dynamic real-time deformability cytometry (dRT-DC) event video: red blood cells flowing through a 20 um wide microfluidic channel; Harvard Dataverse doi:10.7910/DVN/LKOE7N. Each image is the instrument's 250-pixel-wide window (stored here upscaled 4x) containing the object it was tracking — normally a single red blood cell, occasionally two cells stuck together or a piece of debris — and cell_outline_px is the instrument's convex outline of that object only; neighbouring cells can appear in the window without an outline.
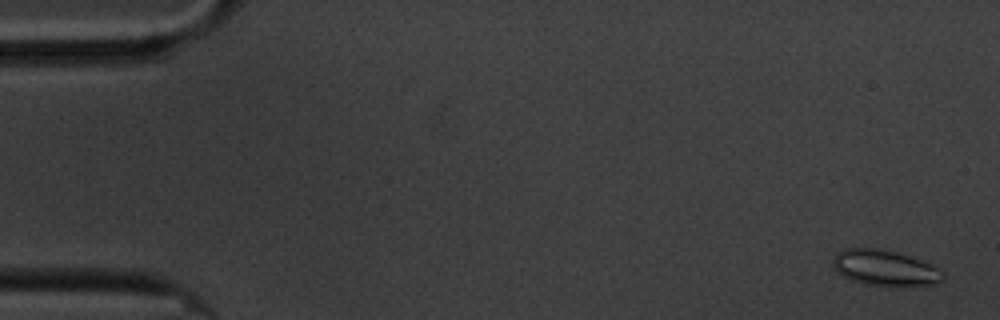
{"species": "common noctule bat (a hibernating species)", "species_latin": "Nyctalus noctula", "temperature_condition": "cold", "stored_images_in_passage": 61, "segment_of_instrument_passage": [1, 2], "camera_frame_rate_fps": 3000, "um_per_image_px": 0.085, "animal": {"sex": "male", "body_mass_g": 20.1, "forearm_length_mm": 53.5}, "frame": {"image": 1, "passage_image": 2, "time_ms": 0.333, "image_size_px": [1000, 320], "cell_outline_px": [[944, 280], [932, 284], [864, 284], [852, 280], [844, 276], [832, 264], [832, 260], [836, 252], [844, 248], [884, 248], [900, 252], [920, 260], [944, 272]], "centroid_in_image_um": [75.18, 22.72], "position_along_channel_um": 9.8, "area_um2": 22.37}}
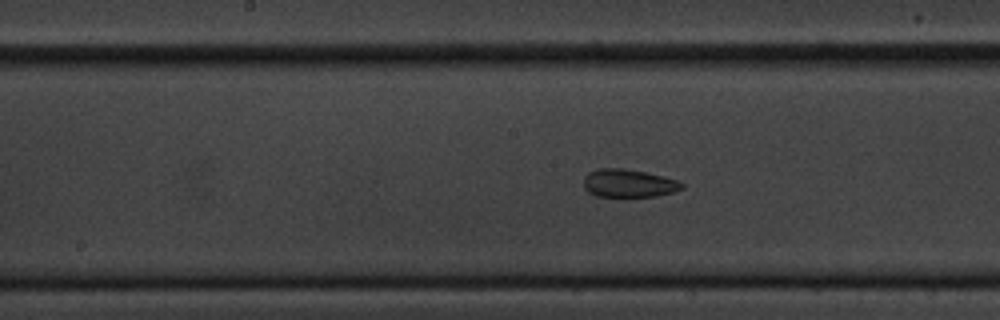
{"frame": {"image": 2, "passage_image": 30, "time_ms": 9.667, "image_size_px": [1000, 320], "cell_outline_px": [[684, 188], [672, 192], [656, 196], [596, 196], [588, 192], [584, 188], [584, 176], [588, 172], [596, 168], [624, 168], [664, 176], [680, 180], [684, 184]], "centroid_in_image_um": [53.43, 15.56], "position_along_channel_um": 194.8, "area_um2": 16.18}}
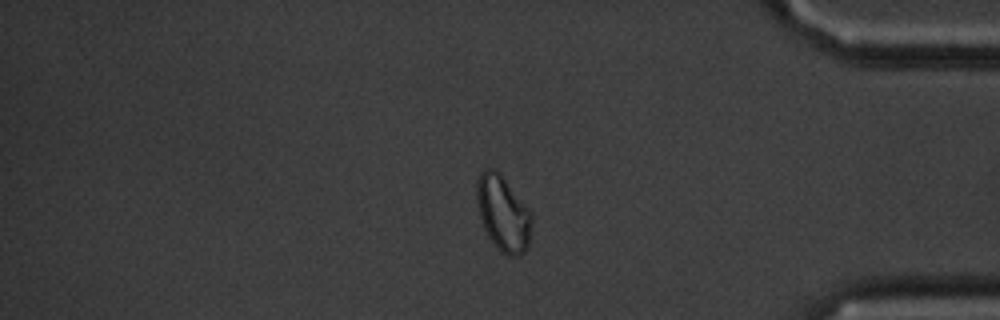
{"frame": {"image": 3, "passage_image": 50, "time_ms": 16.333, "image_size_px": [1000, 320], "cell_outline_px": [[532, 224], [528, 248], [520, 256], [508, 256], [500, 252], [488, 236], [484, 228], [480, 216], [476, 200], [476, 180], [480, 172], [484, 168], [492, 168], [500, 172], [532, 212]], "centroid_in_image_um": [42.77, 18.13], "position_along_channel_um": 392.4, "area_um2": 24.62}}